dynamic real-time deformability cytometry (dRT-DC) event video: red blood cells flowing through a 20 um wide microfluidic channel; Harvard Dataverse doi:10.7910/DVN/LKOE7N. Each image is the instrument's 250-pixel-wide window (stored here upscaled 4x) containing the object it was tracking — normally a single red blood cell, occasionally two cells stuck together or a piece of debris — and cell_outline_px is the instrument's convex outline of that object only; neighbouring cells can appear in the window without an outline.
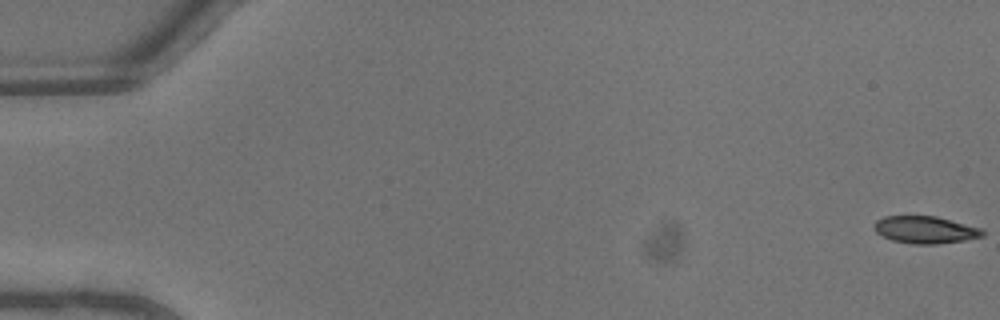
{"species": "common noctule bat (a hibernating species)", "species_latin": "Nyctalus noctula", "temperature_condition": "warm", "stored_images_in_passage": 46, "camera_frame_rate_fps": 3000, "um_per_image_px": 0.085, "animal": {"sex": "male", "body_mass_g": 13.3}, "frame": {"image": 1, "passage_image": 1, "time_ms": 0.0, "image_size_px": [1000, 320], "cell_outline_px": [[984, 236], [964, 240], [936, 244], [912, 244], [892, 240], [876, 232], [876, 220], [884, 216], [936, 216], [984, 228]], "centroid_in_image_um": [78.71, 19.53], "position_along_channel_um": 6.3, "area_um2": 17.17}}
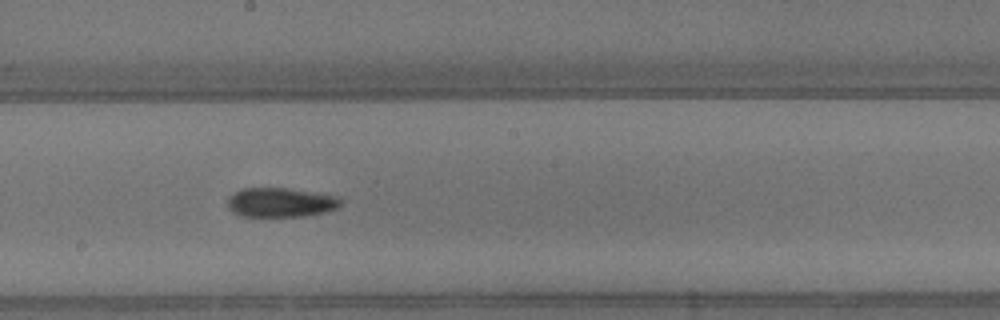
{"frame": {"image": 2, "passage_image": 26, "time_ms": 8.333, "image_size_px": [1000, 320], "cell_outline_px": [[344, 204], [340, 208], [328, 212], [304, 216], [240, 216], [232, 212], [228, 208], [228, 196], [232, 192], [240, 188], [288, 188], [316, 192], [340, 196], [344, 200]], "centroid_in_image_um": [23.92, 17.2], "position_along_channel_um": 224.3, "area_um2": 20.0}}
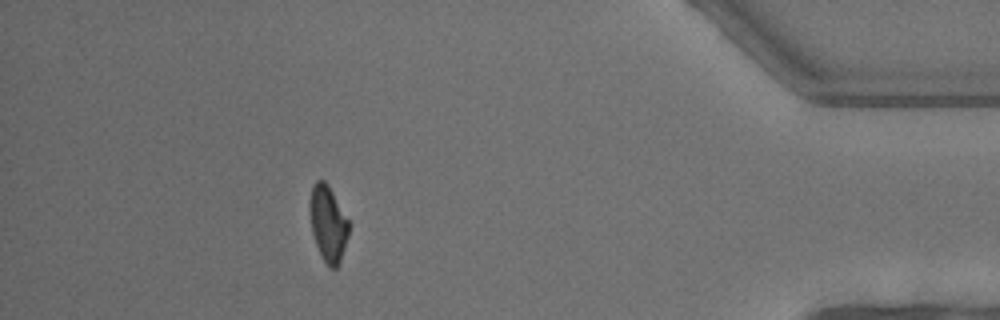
{"frame": {"image": 3, "passage_image": 41, "time_ms": 13.333, "image_size_px": [1000, 320], "cell_outline_px": [[348, 236], [340, 260], [336, 268], [328, 268], [316, 244], [312, 232], [308, 212], [308, 204], [312, 188], [316, 180], [324, 180], [328, 184], [348, 220]], "centroid_in_image_um": [27.85, 18.98], "position_along_channel_um": 407.4, "area_um2": 17.11}, "authors_computed_cell_mechanics": {"area_um2": 18.5249, "velocity_mm_per_s": 4.6716, "shape_relaxation_time_tau1_ms": 8.3316, "shape_relaxation_time_tau2_ms": 2.9961, "deformation_change_tau1": 0.2338, "deformation_change_tau2": 0.0886}}